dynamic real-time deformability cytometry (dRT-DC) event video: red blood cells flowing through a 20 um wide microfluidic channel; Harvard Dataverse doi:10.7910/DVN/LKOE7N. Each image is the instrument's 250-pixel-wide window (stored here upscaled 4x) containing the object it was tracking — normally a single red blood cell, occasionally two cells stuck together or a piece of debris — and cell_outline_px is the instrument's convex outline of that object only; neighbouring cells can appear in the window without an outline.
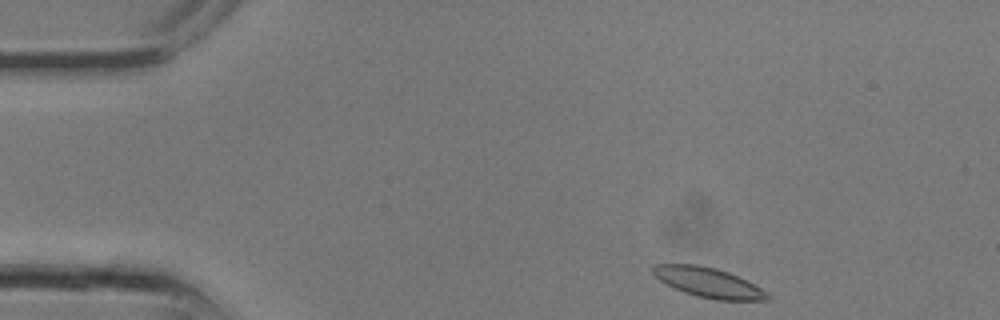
{"species": "common noctule bat (a hibernating species)", "species_latin": "Nyctalus noctula", "temperature_condition": "room temperature", "stored_images_in_passage": 15, "camera_frame_rate_fps": 3000, "um_per_image_px": 0.085, "animal": {"sex": "male", "body_mass_g": 13.3}, "frame": {"image": 1, "passage_image": 1, "time_ms": 0.0, "image_size_px": [1000, 320], "cell_outline_px": [[772, 296], [768, 300], [716, 300], [696, 296], [684, 292], [660, 280], [652, 272], [652, 268], [656, 264], [696, 264], [716, 268], [728, 272], [768, 292]], "centroid_in_image_um": [60.23, 24.02], "position_along_channel_um": 24.8, "area_um2": 19.59}}
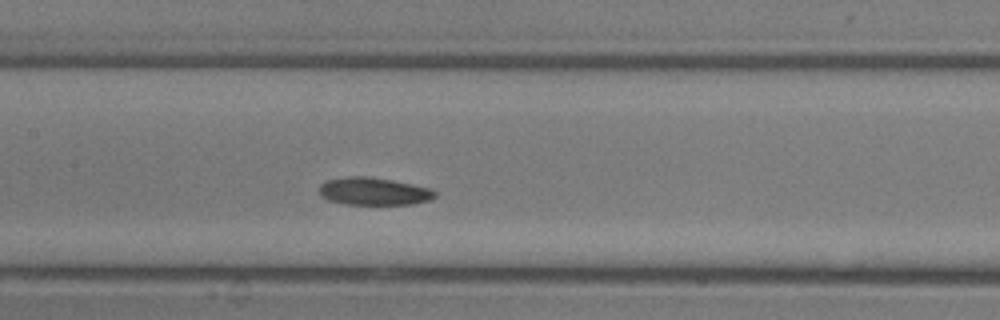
{"frame": {"image": 2, "passage_image": 10, "time_ms": 3.0, "image_size_px": [1000, 320], "cell_outline_px": [[436, 196], [428, 200], [412, 204], [344, 204], [328, 200], [320, 196], [320, 184], [328, 180], [348, 176], [368, 176], [392, 180], [412, 184], [428, 188], [436, 192]], "centroid_in_image_um": [31.74, 16.26], "position_along_channel_um": 175.7, "area_um2": 18.5}}
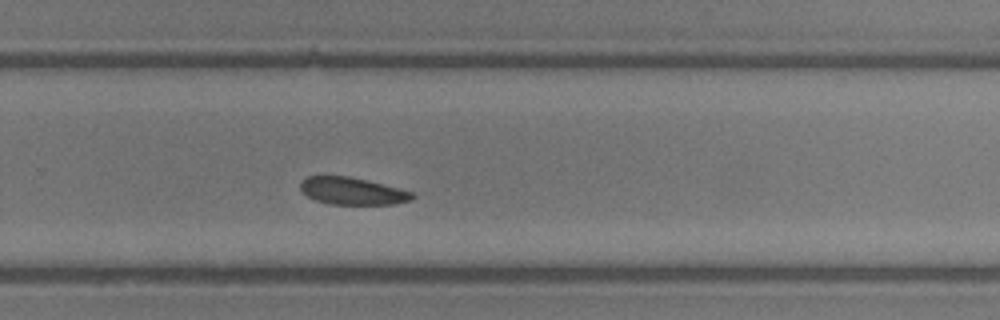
{"frame": {"image": 3, "passage_image": 15, "time_ms": 4.667, "image_size_px": [1000, 320], "cell_outline_px": [[416, 196], [412, 200], [392, 204], [328, 204], [316, 200], [308, 196], [300, 188], [300, 180], [304, 176], [348, 176], [412, 192]], "centroid_in_image_um": [29.9, 16.24], "position_along_channel_um": 299.9, "area_um2": 17.51}}